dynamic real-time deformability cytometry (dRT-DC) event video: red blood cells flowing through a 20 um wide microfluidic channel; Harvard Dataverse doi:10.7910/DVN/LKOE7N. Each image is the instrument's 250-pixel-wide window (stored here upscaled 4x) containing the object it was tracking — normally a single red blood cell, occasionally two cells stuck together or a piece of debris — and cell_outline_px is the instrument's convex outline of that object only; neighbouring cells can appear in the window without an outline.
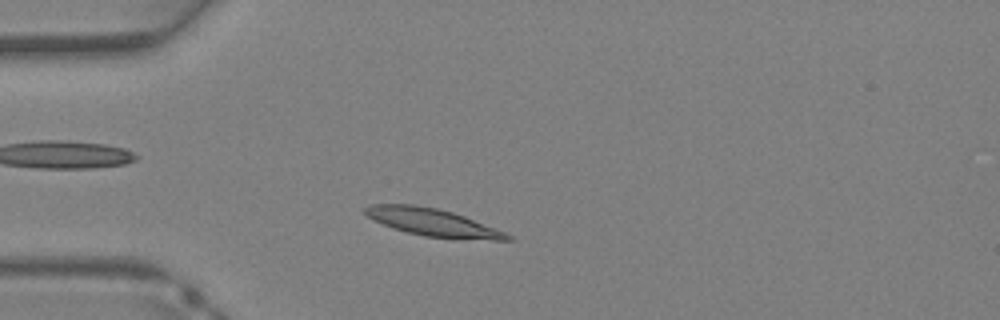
{"species": "Egyptian fruit bat (a non-hibernating species)", "species_latin": "Rousettus aegyptiacus", "temperature_condition": "warm", "stored_images_in_passage": 31, "camera_frame_rate_fps": 3000, "um_per_image_px": 0.085, "animal": {"sex": "female"}, "frame": {"image": 1, "passage_image": 4, "time_ms": 1.0, "image_size_px": [1000, 320], "cell_outline_px": [[512, 240], [492, 240], [424, 236], [392, 228], [368, 216], [364, 212], [364, 208], [372, 204], [416, 204], [436, 208], [452, 212], [464, 216], [496, 228], [512, 236]], "centroid_in_image_um": [36.78, 18.89], "position_along_channel_um": 48.2, "area_um2": 22.43}}
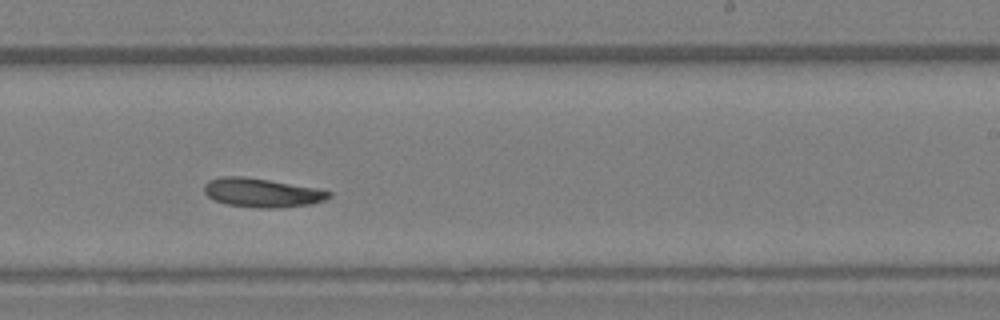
{"frame": {"image": 2, "passage_image": 17, "time_ms": 5.333, "image_size_px": [1000, 320], "cell_outline_px": [[332, 196], [324, 200], [312, 204], [276, 208], [260, 208], [228, 204], [216, 200], [208, 196], [204, 192], [204, 184], [208, 180], [220, 176], [244, 176], [320, 188], [332, 192]], "centroid_in_image_um": [22.3, 16.36], "position_along_channel_um": 266.7, "area_um2": 21.15}}
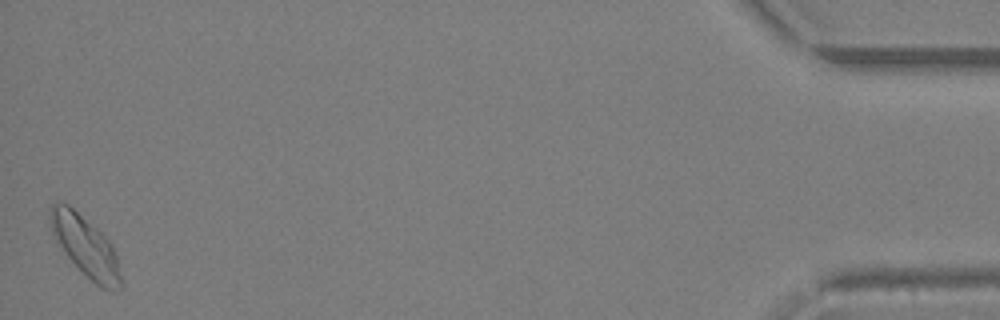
{"frame": {"image": 3, "passage_image": 31, "time_ms": 10.0, "image_size_px": [1000, 320], "cell_outline_px": [[120, 288], [116, 292], [112, 292], [100, 288], [64, 252], [56, 240], [52, 232], [48, 220], [48, 208], [52, 204], [68, 204], [96, 228], [112, 244], [116, 256], [120, 276]], "centroid_in_image_um": [7.24, 20.93], "position_along_channel_um": 428.0, "area_um2": 24.33}}